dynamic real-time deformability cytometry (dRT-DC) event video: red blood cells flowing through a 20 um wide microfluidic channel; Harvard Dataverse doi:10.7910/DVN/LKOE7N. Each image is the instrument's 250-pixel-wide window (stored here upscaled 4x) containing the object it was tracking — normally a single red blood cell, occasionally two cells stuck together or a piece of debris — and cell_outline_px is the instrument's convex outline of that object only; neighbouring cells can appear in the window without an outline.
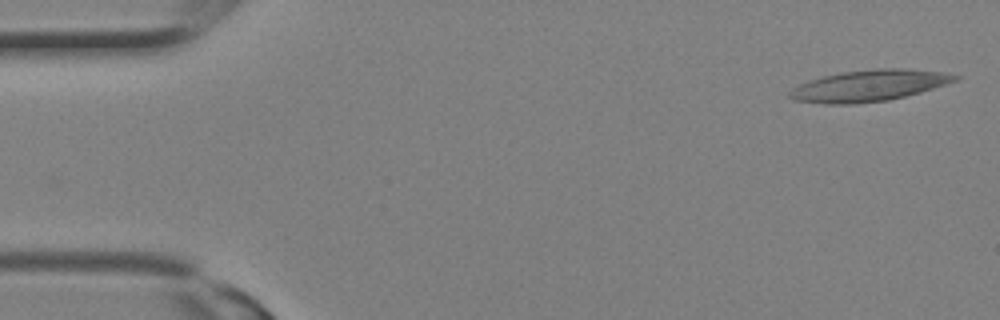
{"species": "Egyptian fruit bat (a non-hibernating species)", "species_latin": "Rousettus aegyptiacus", "temperature_condition": "room temperature", "stored_images_in_passage": 14, "camera_frame_rate_fps": 3000, "um_per_image_px": 0.085, "animal": {"sex": "female"}, "frame": {"image": 1, "passage_image": 1, "time_ms": 0.0, "image_size_px": [1000, 320], "cell_outline_px": [[960, 80], [920, 92], [888, 100], [856, 104], [824, 104], [792, 100], [788, 96], [788, 92], [792, 88], [808, 80], [840, 72], [876, 68], [908, 68], [944, 72], [960, 76]], "centroid_in_image_um": [73.86, 7.27], "position_along_channel_um": 11.1, "area_um2": 30.52}}
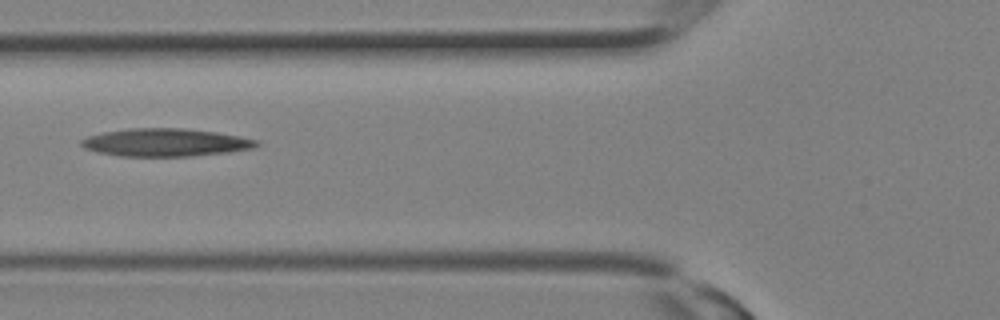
{"frame": {"image": 2, "passage_image": 11, "time_ms": 3.333, "image_size_px": [1000, 320], "cell_outline_px": [[260, 144], [252, 148], [228, 152], [188, 156], [120, 156], [96, 152], [84, 148], [80, 144], [80, 140], [88, 136], [104, 132], [128, 128], [184, 128], [216, 132], [240, 136], [260, 140]], "centroid_in_image_um": [14.06, 12.1], "position_along_channel_um": 111.7, "area_um2": 28.5}}
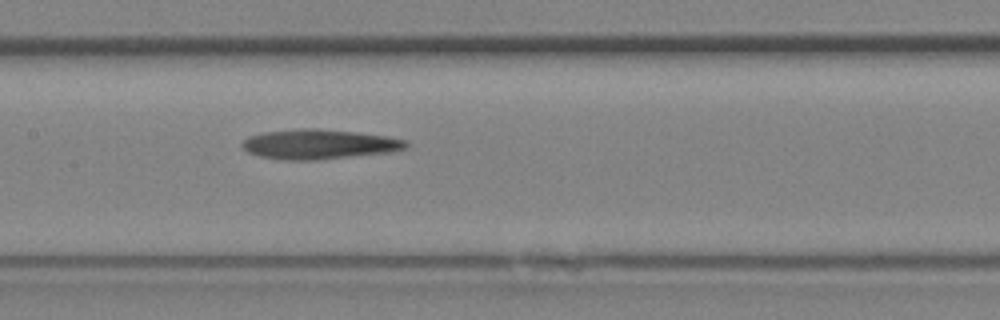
{"frame": {"image": 3, "passage_image": 14, "time_ms": 4.333, "image_size_px": [1000, 320], "cell_outline_px": [[408, 148], [396, 152], [320, 160], [280, 160], [260, 156], [248, 152], [240, 144], [248, 136], [264, 132], [304, 128], [316, 128], [356, 132], [388, 136], [408, 140]], "centroid_in_image_um": [27.19, 12.27], "position_along_channel_um": 180.2, "area_um2": 28.9}}